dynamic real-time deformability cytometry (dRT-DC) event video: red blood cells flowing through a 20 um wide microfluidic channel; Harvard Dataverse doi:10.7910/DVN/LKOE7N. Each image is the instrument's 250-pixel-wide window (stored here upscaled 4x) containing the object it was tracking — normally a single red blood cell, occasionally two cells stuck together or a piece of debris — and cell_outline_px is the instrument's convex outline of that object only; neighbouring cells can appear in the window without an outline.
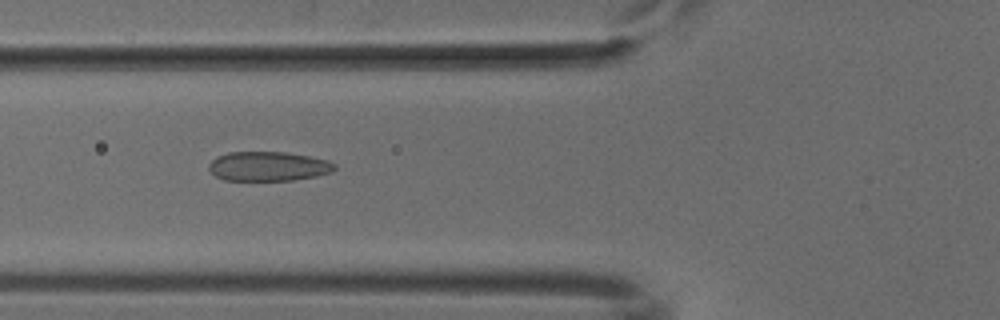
{"species": "common noctule bat (a hibernating species)", "species_latin": "Nyctalus noctula", "temperature_condition": "cold", "stored_images_in_passage": 51, "camera_frame_rate_fps": 3000, "um_per_image_px": 0.085, "animal": {"sex": "male", "body_mass_g": 18.8}, "frame": {"image": 1, "passage_image": 19, "time_ms": 6.0, "image_size_px": [1000, 320], "cell_outline_px": [[336, 168], [332, 172], [316, 176], [292, 180], [224, 180], [216, 176], [208, 168], [208, 164], [216, 156], [228, 152], [284, 152], [308, 156], [328, 160], [336, 164]], "centroid_in_image_um": [22.8, 14.13], "position_along_channel_um": 103.0, "area_um2": 21.56}}
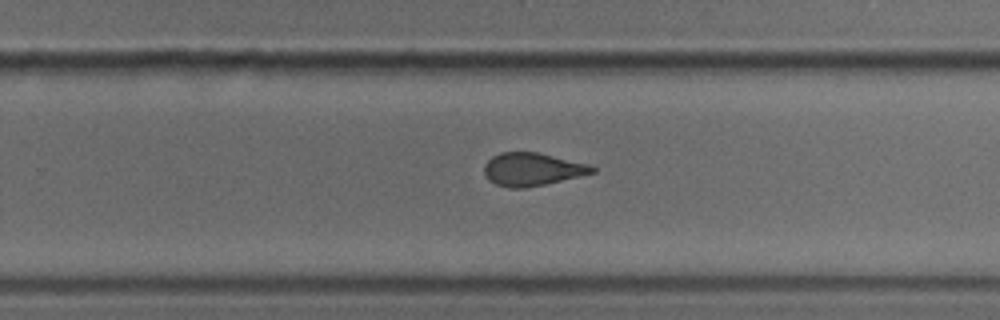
{"frame": {"image": 2, "passage_image": 33, "time_ms": 10.667, "image_size_px": [1000, 320], "cell_outline_px": [[596, 172], [580, 176], [544, 184], [524, 188], [508, 188], [496, 184], [488, 180], [484, 172], [484, 164], [492, 156], [500, 152], [536, 152], [588, 164], [596, 168]], "centroid_in_image_um": [45.2, 14.39], "position_along_channel_um": 284.6, "area_um2": 20.63}}
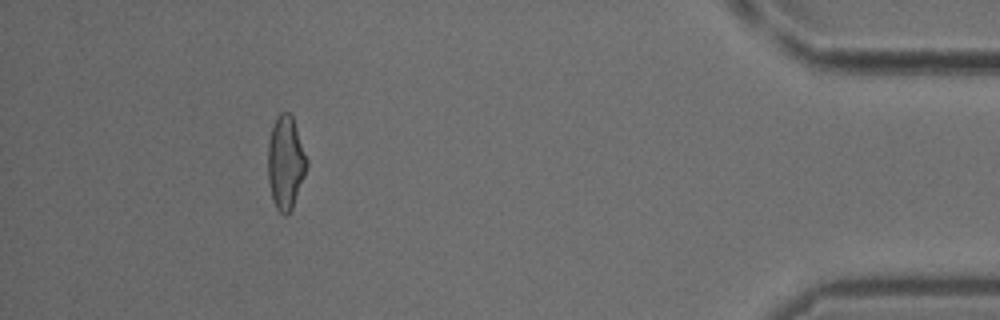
{"frame": {"image": 3, "passage_image": 47, "time_ms": 15.333, "image_size_px": [1000, 320], "cell_outline_px": [[308, 164], [304, 176], [292, 208], [284, 216], [276, 208], [272, 200], [268, 180], [268, 144], [272, 128], [276, 116], [280, 112], [288, 112], [292, 116], [308, 160]], "centroid_in_image_um": [24.27, 13.82], "position_along_channel_um": 410.9, "area_um2": 20.98}}